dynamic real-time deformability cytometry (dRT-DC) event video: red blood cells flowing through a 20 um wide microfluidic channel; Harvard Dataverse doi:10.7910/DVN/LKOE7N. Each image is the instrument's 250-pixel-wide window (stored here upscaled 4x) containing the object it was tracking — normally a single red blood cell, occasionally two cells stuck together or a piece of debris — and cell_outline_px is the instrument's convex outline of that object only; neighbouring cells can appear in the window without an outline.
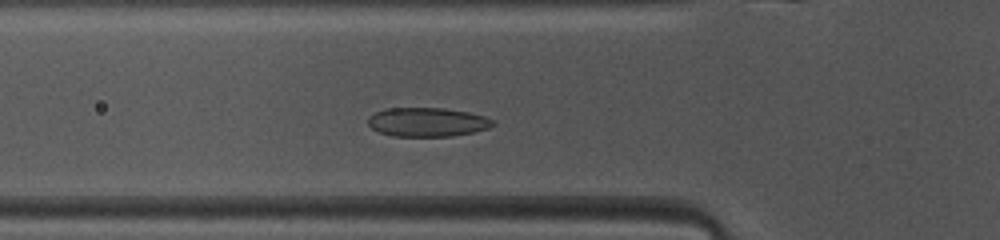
{"species": "common noctule bat (a hibernating species)", "species_latin": "Nyctalus noctula", "temperature_condition": "warm", "stored_images_in_passage": 38, "camera_frame_rate_fps": 3000, "um_per_image_px": 0.085, "animal": {"sex": "female", "body_mass_g": 10.0, "forearm_length_mm": 53.1}, "frame": {"image": 1, "passage_image": 5, "time_ms": 1.333, "image_size_px": [1000, 240], "cell_outline_px": [[496, 124], [488, 128], [472, 132], [452, 136], [392, 136], [380, 132], [372, 128], [368, 124], [368, 116], [384, 108], [444, 108], [468, 112], [484, 116], [492, 120]], "centroid_in_image_um": [36.3, 10.37], "position_along_channel_um": 89.5, "area_um2": 21.04}}
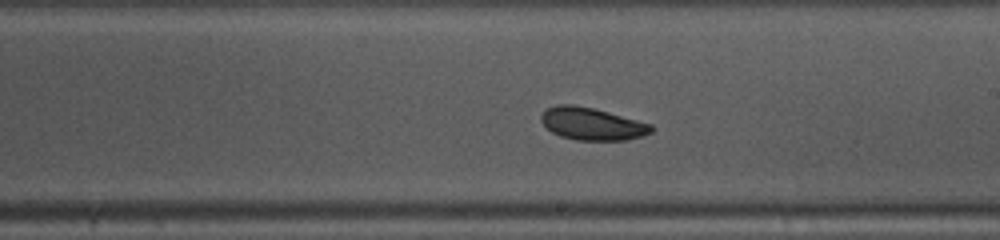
{"frame": {"image": 2, "passage_image": 16, "time_ms": 5.0, "image_size_px": [1000, 240], "cell_outline_px": [[656, 128], [652, 132], [628, 140], [576, 140], [560, 136], [552, 132], [540, 120], [540, 116], [548, 108], [556, 104], [572, 104], [592, 108], [608, 112], [652, 124]], "centroid_in_image_um": [50.33, 10.53], "position_along_channel_um": 238.7, "area_um2": 20.75}}
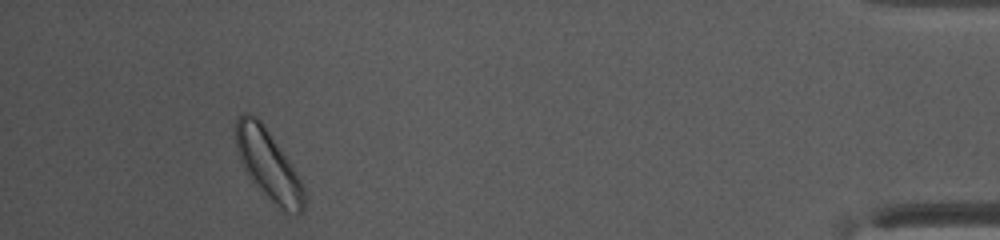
{"frame": {"image": 3, "passage_image": 34, "time_ms": 11.0, "image_size_px": [1000, 240], "cell_outline_px": [[304, 208], [300, 212], [288, 212], [276, 204], [256, 188], [248, 176], [240, 160], [236, 148], [236, 120], [244, 112], [248, 112], [256, 116], [260, 120], [288, 160], [300, 180], [304, 188]], "centroid_in_image_um": [22.76, 13.98], "position_along_channel_um": 412.4, "area_um2": 27.17}, "authors_computed_cell_mechanics": {"area_um2": 21.1837, "velocity_mm_per_s": 4.0545, "shape_relaxation_time_tau1_ms": 5.2431, "shape_relaxation_time_tau2_ms": null, "deformation_change_tau1": 0.1307, "deformation_change_tau2": null}}